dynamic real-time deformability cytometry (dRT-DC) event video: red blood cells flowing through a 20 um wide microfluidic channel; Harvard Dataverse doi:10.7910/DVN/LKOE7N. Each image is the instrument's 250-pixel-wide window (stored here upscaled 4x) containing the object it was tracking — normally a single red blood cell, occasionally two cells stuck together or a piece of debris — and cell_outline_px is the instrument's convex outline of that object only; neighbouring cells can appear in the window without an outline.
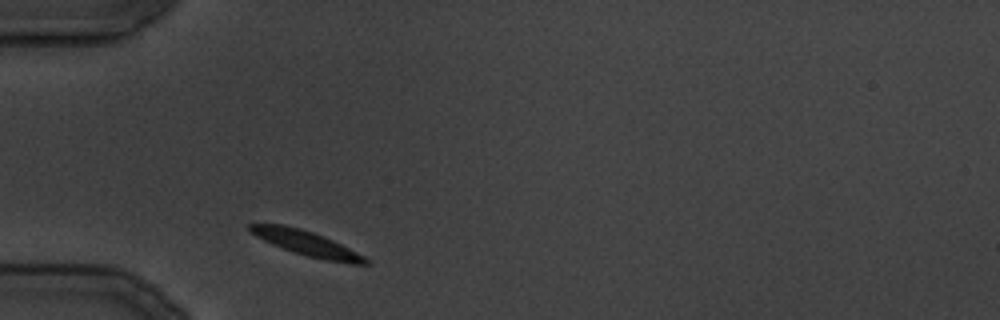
{"species": "common noctule bat (a hibernating species)", "species_latin": "Nyctalus noctula", "temperature_condition": "cold", "stored_images_in_passage": 27, "segment_of_instrument_passage": [1, 2], "camera_frame_rate_fps": 3000, "um_per_image_px": 0.085, "animal": {"sex": "male", "body_mass_g": 19.5, "forearm_length_mm": 54.6}, "frame": {"image": 1, "passage_image": 1, "time_ms": 0.0, "image_size_px": [1000, 320], "cell_outline_px": [[372, 264], [352, 264], [324, 260], [292, 252], [272, 244], [256, 236], [248, 228], [248, 224], [284, 224], [300, 228], [324, 236], [364, 256]], "centroid_in_image_um": [26.06, 20.69], "position_along_channel_um": 58.9, "area_um2": 16.59}}
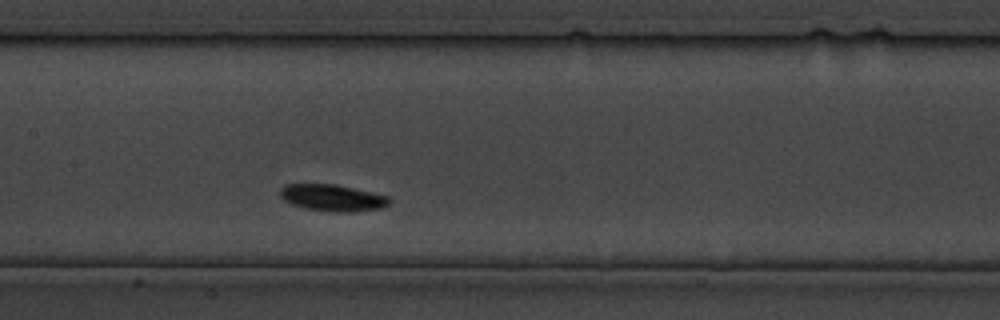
{"frame": {"image": 2, "passage_image": 8, "time_ms": 8.667, "image_size_px": [1000, 320], "cell_outline_px": [[392, 200], [388, 204], [380, 208], [348, 212], [328, 212], [304, 208], [292, 204], [284, 200], [280, 196], [280, 188], [284, 184], [336, 184], [388, 196]], "centroid_in_image_um": [28.23, 16.81], "position_along_channel_um": 179.2, "area_um2": 16.99}}
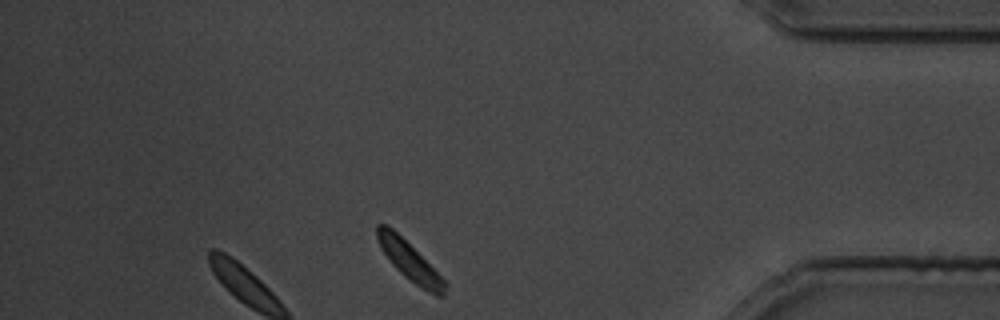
{"frame": {"image": 3, "passage_image": 22, "time_ms": 25.667, "image_size_px": [1000, 320], "cell_outline_px": [[448, 284], [444, 296], [436, 296], [420, 288], [404, 276], [392, 264], [380, 248], [376, 236], [376, 224], [388, 224]], "centroid_in_image_um": [34.79, 22.22], "position_along_channel_um": 400.4, "area_um2": 14.91}}